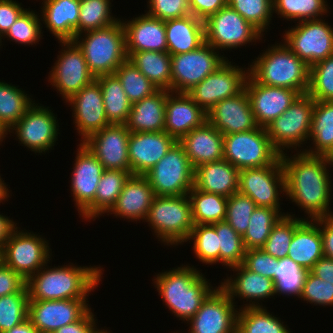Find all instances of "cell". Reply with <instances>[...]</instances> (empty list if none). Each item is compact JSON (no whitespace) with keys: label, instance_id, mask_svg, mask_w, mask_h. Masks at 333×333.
<instances>
[{"label":"cell","instance_id":"1","mask_svg":"<svg viewBox=\"0 0 333 333\" xmlns=\"http://www.w3.org/2000/svg\"><path fill=\"white\" fill-rule=\"evenodd\" d=\"M287 155L283 153L280 156L285 175L286 197L305 210L304 213L308 215L305 219L333 217L330 210L333 198L330 157L311 156L302 151L293 156Z\"/></svg>","mask_w":333,"mask_h":333},{"label":"cell","instance_id":"2","mask_svg":"<svg viewBox=\"0 0 333 333\" xmlns=\"http://www.w3.org/2000/svg\"><path fill=\"white\" fill-rule=\"evenodd\" d=\"M74 265L51 268L46 264L30 276L26 280L29 300L88 299L98 287L104 268Z\"/></svg>","mask_w":333,"mask_h":333},{"label":"cell","instance_id":"3","mask_svg":"<svg viewBox=\"0 0 333 333\" xmlns=\"http://www.w3.org/2000/svg\"><path fill=\"white\" fill-rule=\"evenodd\" d=\"M159 273L152 280L158 294L172 314L184 322L196 314L214 290L204 274L189 264Z\"/></svg>","mask_w":333,"mask_h":333},{"label":"cell","instance_id":"4","mask_svg":"<svg viewBox=\"0 0 333 333\" xmlns=\"http://www.w3.org/2000/svg\"><path fill=\"white\" fill-rule=\"evenodd\" d=\"M268 46L249 66V75L263 85L307 94L310 67L283 42Z\"/></svg>","mask_w":333,"mask_h":333},{"label":"cell","instance_id":"5","mask_svg":"<svg viewBox=\"0 0 333 333\" xmlns=\"http://www.w3.org/2000/svg\"><path fill=\"white\" fill-rule=\"evenodd\" d=\"M72 41L83 53L88 68L95 78L114 74L127 60L122 20L104 28L80 33Z\"/></svg>","mask_w":333,"mask_h":333},{"label":"cell","instance_id":"6","mask_svg":"<svg viewBox=\"0 0 333 333\" xmlns=\"http://www.w3.org/2000/svg\"><path fill=\"white\" fill-rule=\"evenodd\" d=\"M145 222L164 245H183L194 226L189 196H155Z\"/></svg>","mask_w":333,"mask_h":333},{"label":"cell","instance_id":"7","mask_svg":"<svg viewBox=\"0 0 333 333\" xmlns=\"http://www.w3.org/2000/svg\"><path fill=\"white\" fill-rule=\"evenodd\" d=\"M313 109L314 99L308 94H302L283 114L265 127L272 145L280 154L292 148L298 152L297 147L307 144Z\"/></svg>","mask_w":333,"mask_h":333},{"label":"cell","instance_id":"8","mask_svg":"<svg viewBox=\"0 0 333 333\" xmlns=\"http://www.w3.org/2000/svg\"><path fill=\"white\" fill-rule=\"evenodd\" d=\"M226 161L238 170L272 165L281 154L274 148L265 127L223 135Z\"/></svg>","mask_w":333,"mask_h":333},{"label":"cell","instance_id":"9","mask_svg":"<svg viewBox=\"0 0 333 333\" xmlns=\"http://www.w3.org/2000/svg\"><path fill=\"white\" fill-rule=\"evenodd\" d=\"M144 176L155 196L188 195L194 187V168L178 141Z\"/></svg>","mask_w":333,"mask_h":333},{"label":"cell","instance_id":"10","mask_svg":"<svg viewBox=\"0 0 333 333\" xmlns=\"http://www.w3.org/2000/svg\"><path fill=\"white\" fill-rule=\"evenodd\" d=\"M204 33L205 42L221 51L246 47V44L256 43L257 40H262V36L264 37L229 5L204 20Z\"/></svg>","mask_w":333,"mask_h":333},{"label":"cell","instance_id":"11","mask_svg":"<svg viewBox=\"0 0 333 333\" xmlns=\"http://www.w3.org/2000/svg\"><path fill=\"white\" fill-rule=\"evenodd\" d=\"M18 228L4 244L2 262L27 280L43 266L50 264L52 249L48 246L49 241L42 235Z\"/></svg>","mask_w":333,"mask_h":333},{"label":"cell","instance_id":"12","mask_svg":"<svg viewBox=\"0 0 333 333\" xmlns=\"http://www.w3.org/2000/svg\"><path fill=\"white\" fill-rule=\"evenodd\" d=\"M227 60L206 42L194 51L171 55V92L187 93Z\"/></svg>","mask_w":333,"mask_h":333},{"label":"cell","instance_id":"13","mask_svg":"<svg viewBox=\"0 0 333 333\" xmlns=\"http://www.w3.org/2000/svg\"><path fill=\"white\" fill-rule=\"evenodd\" d=\"M282 38L309 67L333 55V27L325 19L297 22Z\"/></svg>","mask_w":333,"mask_h":333},{"label":"cell","instance_id":"14","mask_svg":"<svg viewBox=\"0 0 333 333\" xmlns=\"http://www.w3.org/2000/svg\"><path fill=\"white\" fill-rule=\"evenodd\" d=\"M57 115L49 107L33 103L26 113L8 130L14 133L22 146L36 153L53 150L58 140L59 123ZM11 132V133H10ZM53 148V149H52Z\"/></svg>","mask_w":333,"mask_h":333},{"label":"cell","instance_id":"15","mask_svg":"<svg viewBox=\"0 0 333 333\" xmlns=\"http://www.w3.org/2000/svg\"><path fill=\"white\" fill-rule=\"evenodd\" d=\"M238 192L249 196L257 207H269L280 212L279 196L286 192L280 157L269 166L239 170Z\"/></svg>","mask_w":333,"mask_h":333},{"label":"cell","instance_id":"16","mask_svg":"<svg viewBox=\"0 0 333 333\" xmlns=\"http://www.w3.org/2000/svg\"><path fill=\"white\" fill-rule=\"evenodd\" d=\"M249 68H241L227 60L187 94L207 113L219 101L234 97L245 89Z\"/></svg>","mask_w":333,"mask_h":333},{"label":"cell","instance_id":"17","mask_svg":"<svg viewBox=\"0 0 333 333\" xmlns=\"http://www.w3.org/2000/svg\"><path fill=\"white\" fill-rule=\"evenodd\" d=\"M71 177V195L82 219L95 220V194L104 167L99 160L80 143Z\"/></svg>","mask_w":333,"mask_h":333},{"label":"cell","instance_id":"18","mask_svg":"<svg viewBox=\"0 0 333 333\" xmlns=\"http://www.w3.org/2000/svg\"><path fill=\"white\" fill-rule=\"evenodd\" d=\"M62 48L48 75V82L54 86L66 101L73 94L89 85L96 78L90 72L85 57L73 41H59Z\"/></svg>","mask_w":333,"mask_h":333},{"label":"cell","instance_id":"19","mask_svg":"<svg viewBox=\"0 0 333 333\" xmlns=\"http://www.w3.org/2000/svg\"><path fill=\"white\" fill-rule=\"evenodd\" d=\"M235 307L227 292L220 285L216 286L187 322L190 324L188 333H236L239 309Z\"/></svg>","mask_w":333,"mask_h":333},{"label":"cell","instance_id":"20","mask_svg":"<svg viewBox=\"0 0 333 333\" xmlns=\"http://www.w3.org/2000/svg\"><path fill=\"white\" fill-rule=\"evenodd\" d=\"M88 299L29 300L28 318L40 333L54 332L81 319L91 308Z\"/></svg>","mask_w":333,"mask_h":333},{"label":"cell","instance_id":"21","mask_svg":"<svg viewBox=\"0 0 333 333\" xmlns=\"http://www.w3.org/2000/svg\"><path fill=\"white\" fill-rule=\"evenodd\" d=\"M129 138L130 131L124 124H111L89 136L83 144L104 169L130 171Z\"/></svg>","mask_w":333,"mask_h":333},{"label":"cell","instance_id":"22","mask_svg":"<svg viewBox=\"0 0 333 333\" xmlns=\"http://www.w3.org/2000/svg\"><path fill=\"white\" fill-rule=\"evenodd\" d=\"M71 106L75 130L83 143L89 136L111 125L105 114L102 90L94 80L65 101Z\"/></svg>","mask_w":333,"mask_h":333},{"label":"cell","instance_id":"23","mask_svg":"<svg viewBox=\"0 0 333 333\" xmlns=\"http://www.w3.org/2000/svg\"><path fill=\"white\" fill-rule=\"evenodd\" d=\"M245 89L258 126L266 127L301 95L298 91L257 83L248 75Z\"/></svg>","mask_w":333,"mask_h":333},{"label":"cell","instance_id":"24","mask_svg":"<svg viewBox=\"0 0 333 333\" xmlns=\"http://www.w3.org/2000/svg\"><path fill=\"white\" fill-rule=\"evenodd\" d=\"M176 142L177 140L165 131L130 132L128 158L132 175H145Z\"/></svg>","mask_w":333,"mask_h":333},{"label":"cell","instance_id":"25","mask_svg":"<svg viewBox=\"0 0 333 333\" xmlns=\"http://www.w3.org/2000/svg\"><path fill=\"white\" fill-rule=\"evenodd\" d=\"M207 121L222 135L249 131L258 127L246 89L214 105L207 112Z\"/></svg>","mask_w":333,"mask_h":333},{"label":"cell","instance_id":"26","mask_svg":"<svg viewBox=\"0 0 333 333\" xmlns=\"http://www.w3.org/2000/svg\"><path fill=\"white\" fill-rule=\"evenodd\" d=\"M230 269L234 273L237 272L236 276L234 274L227 276L224 282L221 281L220 286L227 292L234 304H236L235 297H238L246 302L249 301L244 307H263L261 300L264 301L276 295L274 280L250 271L243 264Z\"/></svg>","mask_w":333,"mask_h":333},{"label":"cell","instance_id":"27","mask_svg":"<svg viewBox=\"0 0 333 333\" xmlns=\"http://www.w3.org/2000/svg\"><path fill=\"white\" fill-rule=\"evenodd\" d=\"M207 120V113L187 94L167 91L164 131L179 141Z\"/></svg>","mask_w":333,"mask_h":333},{"label":"cell","instance_id":"28","mask_svg":"<svg viewBox=\"0 0 333 333\" xmlns=\"http://www.w3.org/2000/svg\"><path fill=\"white\" fill-rule=\"evenodd\" d=\"M155 198L154 191L144 175H130L116 203L107 215L129 221L146 220L150 206Z\"/></svg>","mask_w":333,"mask_h":333},{"label":"cell","instance_id":"29","mask_svg":"<svg viewBox=\"0 0 333 333\" xmlns=\"http://www.w3.org/2000/svg\"><path fill=\"white\" fill-rule=\"evenodd\" d=\"M121 20L125 30L126 53L167 52L165 21L147 13L127 21Z\"/></svg>","mask_w":333,"mask_h":333},{"label":"cell","instance_id":"30","mask_svg":"<svg viewBox=\"0 0 333 333\" xmlns=\"http://www.w3.org/2000/svg\"><path fill=\"white\" fill-rule=\"evenodd\" d=\"M193 168L224 157L223 135L207 120L178 141Z\"/></svg>","mask_w":333,"mask_h":333},{"label":"cell","instance_id":"31","mask_svg":"<svg viewBox=\"0 0 333 333\" xmlns=\"http://www.w3.org/2000/svg\"><path fill=\"white\" fill-rule=\"evenodd\" d=\"M40 16L44 26L59 41H72L78 35L80 0H42Z\"/></svg>","mask_w":333,"mask_h":333},{"label":"cell","instance_id":"32","mask_svg":"<svg viewBox=\"0 0 333 333\" xmlns=\"http://www.w3.org/2000/svg\"><path fill=\"white\" fill-rule=\"evenodd\" d=\"M239 170L225 159L194 168V187L200 191L230 197L238 192Z\"/></svg>","mask_w":333,"mask_h":333},{"label":"cell","instance_id":"33","mask_svg":"<svg viewBox=\"0 0 333 333\" xmlns=\"http://www.w3.org/2000/svg\"><path fill=\"white\" fill-rule=\"evenodd\" d=\"M324 256L322 235L318 218L304 219L294 230L287 257L301 268L310 271L315 263Z\"/></svg>","mask_w":333,"mask_h":333},{"label":"cell","instance_id":"34","mask_svg":"<svg viewBox=\"0 0 333 333\" xmlns=\"http://www.w3.org/2000/svg\"><path fill=\"white\" fill-rule=\"evenodd\" d=\"M165 34L170 55L191 52L205 43L204 21L191 14L167 20Z\"/></svg>","mask_w":333,"mask_h":333},{"label":"cell","instance_id":"35","mask_svg":"<svg viewBox=\"0 0 333 333\" xmlns=\"http://www.w3.org/2000/svg\"><path fill=\"white\" fill-rule=\"evenodd\" d=\"M167 90L133 103L124 124L130 132H162L165 126Z\"/></svg>","mask_w":333,"mask_h":333},{"label":"cell","instance_id":"36","mask_svg":"<svg viewBox=\"0 0 333 333\" xmlns=\"http://www.w3.org/2000/svg\"><path fill=\"white\" fill-rule=\"evenodd\" d=\"M313 145L308 150H302L311 156H327L333 154V101H315L309 134V141ZM312 147V148H311ZM304 149V150H303Z\"/></svg>","mask_w":333,"mask_h":333},{"label":"cell","instance_id":"37","mask_svg":"<svg viewBox=\"0 0 333 333\" xmlns=\"http://www.w3.org/2000/svg\"><path fill=\"white\" fill-rule=\"evenodd\" d=\"M127 59L138 68L158 90L171 92V55L168 52L140 51L127 53Z\"/></svg>","mask_w":333,"mask_h":333},{"label":"cell","instance_id":"38","mask_svg":"<svg viewBox=\"0 0 333 333\" xmlns=\"http://www.w3.org/2000/svg\"><path fill=\"white\" fill-rule=\"evenodd\" d=\"M102 90L105 114L110 124H125L132 103L115 74L101 75L95 79Z\"/></svg>","mask_w":333,"mask_h":333},{"label":"cell","instance_id":"39","mask_svg":"<svg viewBox=\"0 0 333 333\" xmlns=\"http://www.w3.org/2000/svg\"><path fill=\"white\" fill-rule=\"evenodd\" d=\"M242 307L237 314L236 333H290L285 322L263 307Z\"/></svg>","mask_w":333,"mask_h":333},{"label":"cell","instance_id":"40","mask_svg":"<svg viewBox=\"0 0 333 333\" xmlns=\"http://www.w3.org/2000/svg\"><path fill=\"white\" fill-rule=\"evenodd\" d=\"M194 225L225 221L228 198L200 191L193 187L188 193Z\"/></svg>","mask_w":333,"mask_h":333},{"label":"cell","instance_id":"41","mask_svg":"<svg viewBox=\"0 0 333 333\" xmlns=\"http://www.w3.org/2000/svg\"><path fill=\"white\" fill-rule=\"evenodd\" d=\"M32 100L23 89L0 81V124L8 131L33 105Z\"/></svg>","mask_w":333,"mask_h":333},{"label":"cell","instance_id":"42","mask_svg":"<svg viewBox=\"0 0 333 333\" xmlns=\"http://www.w3.org/2000/svg\"><path fill=\"white\" fill-rule=\"evenodd\" d=\"M284 212L269 207H257L249 219L247 231L242 236L245 249L262 248L273 226L279 221Z\"/></svg>","mask_w":333,"mask_h":333},{"label":"cell","instance_id":"43","mask_svg":"<svg viewBox=\"0 0 333 333\" xmlns=\"http://www.w3.org/2000/svg\"><path fill=\"white\" fill-rule=\"evenodd\" d=\"M328 8L326 0H273V13L294 23L321 19L328 14Z\"/></svg>","mask_w":333,"mask_h":333},{"label":"cell","instance_id":"44","mask_svg":"<svg viewBox=\"0 0 333 333\" xmlns=\"http://www.w3.org/2000/svg\"><path fill=\"white\" fill-rule=\"evenodd\" d=\"M130 175L131 171L104 170L95 194V219L114 206Z\"/></svg>","mask_w":333,"mask_h":333},{"label":"cell","instance_id":"45","mask_svg":"<svg viewBox=\"0 0 333 333\" xmlns=\"http://www.w3.org/2000/svg\"><path fill=\"white\" fill-rule=\"evenodd\" d=\"M130 102L136 103L158 91V88L128 59L114 72Z\"/></svg>","mask_w":333,"mask_h":333},{"label":"cell","instance_id":"46","mask_svg":"<svg viewBox=\"0 0 333 333\" xmlns=\"http://www.w3.org/2000/svg\"><path fill=\"white\" fill-rule=\"evenodd\" d=\"M212 225L218 235L219 262L229 269L242 264L246 253L242 236L226 221L216 222Z\"/></svg>","mask_w":333,"mask_h":333},{"label":"cell","instance_id":"47","mask_svg":"<svg viewBox=\"0 0 333 333\" xmlns=\"http://www.w3.org/2000/svg\"><path fill=\"white\" fill-rule=\"evenodd\" d=\"M307 273L306 269L288 257L278 259L274 281L275 294L300 298Z\"/></svg>","mask_w":333,"mask_h":333},{"label":"cell","instance_id":"48","mask_svg":"<svg viewBox=\"0 0 333 333\" xmlns=\"http://www.w3.org/2000/svg\"><path fill=\"white\" fill-rule=\"evenodd\" d=\"M111 4V0H80L78 34L118 22L121 18L112 15Z\"/></svg>","mask_w":333,"mask_h":333},{"label":"cell","instance_id":"49","mask_svg":"<svg viewBox=\"0 0 333 333\" xmlns=\"http://www.w3.org/2000/svg\"><path fill=\"white\" fill-rule=\"evenodd\" d=\"M304 219L305 218L302 217H295V214L290 215L289 213L282 216L273 226L262 249L274 258H286L294 235V230Z\"/></svg>","mask_w":333,"mask_h":333},{"label":"cell","instance_id":"50","mask_svg":"<svg viewBox=\"0 0 333 333\" xmlns=\"http://www.w3.org/2000/svg\"><path fill=\"white\" fill-rule=\"evenodd\" d=\"M193 241V251L197 259L206 265L219 262L220 246L218 235L212 224L194 225L186 242Z\"/></svg>","mask_w":333,"mask_h":333},{"label":"cell","instance_id":"51","mask_svg":"<svg viewBox=\"0 0 333 333\" xmlns=\"http://www.w3.org/2000/svg\"><path fill=\"white\" fill-rule=\"evenodd\" d=\"M29 295L27 286L20 292L0 297V333L28 318Z\"/></svg>","mask_w":333,"mask_h":333},{"label":"cell","instance_id":"52","mask_svg":"<svg viewBox=\"0 0 333 333\" xmlns=\"http://www.w3.org/2000/svg\"><path fill=\"white\" fill-rule=\"evenodd\" d=\"M30 10L31 9H26L17 18V20L10 26L9 30L2 36V39L5 37L7 40H14L13 42L21 45H36V43L42 39L43 26L41 23V16L36 14L35 11Z\"/></svg>","mask_w":333,"mask_h":333},{"label":"cell","instance_id":"53","mask_svg":"<svg viewBox=\"0 0 333 333\" xmlns=\"http://www.w3.org/2000/svg\"><path fill=\"white\" fill-rule=\"evenodd\" d=\"M227 5L237 11L262 34H266L273 18V0H227Z\"/></svg>","mask_w":333,"mask_h":333},{"label":"cell","instance_id":"54","mask_svg":"<svg viewBox=\"0 0 333 333\" xmlns=\"http://www.w3.org/2000/svg\"><path fill=\"white\" fill-rule=\"evenodd\" d=\"M307 94L315 101H333V55L310 66Z\"/></svg>","mask_w":333,"mask_h":333},{"label":"cell","instance_id":"55","mask_svg":"<svg viewBox=\"0 0 333 333\" xmlns=\"http://www.w3.org/2000/svg\"><path fill=\"white\" fill-rule=\"evenodd\" d=\"M257 205L239 192L228 197L225 221L241 236L247 231L249 219Z\"/></svg>","mask_w":333,"mask_h":333},{"label":"cell","instance_id":"56","mask_svg":"<svg viewBox=\"0 0 333 333\" xmlns=\"http://www.w3.org/2000/svg\"><path fill=\"white\" fill-rule=\"evenodd\" d=\"M300 299L309 304L321 305V307L333 306V284H329L308 271Z\"/></svg>","mask_w":333,"mask_h":333},{"label":"cell","instance_id":"57","mask_svg":"<svg viewBox=\"0 0 333 333\" xmlns=\"http://www.w3.org/2000/svg\"><path fill=\"white\" fill-rule=\"evenodd\" d=\"M149 10L145 13L167 21L191 14L189 0H148Z\"/></svg>","mask_w":333,"mask_h":333},{"label":"cell","instance_id":"58","mask_svg":"<svg viewBox=\"0 0 333 333\" xmlns=\"http://www.w3.org/2000/svg\"><path fill=\"white\" fill-rule=\"evenodd\" d=\"M277 258L266 253L262 248L246 250L243 265L252 272L275 281Z\"/></svg>","mask_w":333,"mask_h":333},{"label":"cell","instance_id":"59","mask_svg":"<svg viewBox=\"0 0 333 333\" xmlns=\"http://www.w3.org/2000/svg\"><path fill=\"white\" fill-rule=\"evenodd\" d=\"M26 286V280L12 268L0 263V297L20 292Z\"/></svg>","mask_w":333,"mask_h":333},{"label":"cell","instance_id":"60","mask_svg":"<svg viewBox=\"0 0 333 333\" xmlns=\"http://www.w3.org/2000/svg\"><path fill=\"white\" fill-rule=\"evenodd\" d=\"M16 0H0V36L2 37L26 10Z\"/></svg>","mask_w":333,"mask_h":333},{"label":"cell","instance_id":"61","mask_svg":"<svg viewBox=\"0 0 333 333\" xmlns=\"http://www.w3.org/2000/svg\"><path fill=\"white\" fill-rule=\"evenodd\" d=\"M191 15L203 21L227 5V0H189Z\"/></svg>","mask_w":333,"mask_h":333},{"label":"cell","instance_id":"62","mask_svg":"<svg viewBox=\"0 0 333 333\" xmlns=\"http://www.w3.org/2000/svg\"><path fill=\"white\" fill-rule=\"evenodd\" d=\"M94 316L96 315L90 309L81 319L59 328L56 333H95L98 322Z\"/></svg>","mask_w":333,"mask_h":333},{"label":"cell","instance_id":"63","mask_svg":"<svg viewBox=\"0 0 333 333\" xmlns=\"http://www.w3.org/2000/svg\"><path fill=\"white\" fill-rule=\"evenodd\" d=\"M318 226L322 235L324 256L333 259V217L318 218Z\"/></svg>","mask_w":333,"mask_h":333},{"label":"cell","instance_id":"64","mask_svg":"<svg viewBox=\"0 0 333 333\" xmlns=\"http://www.w3.org/2000/svg\"><path fill=\"white\" fill-rule=\"evenodd\" d=\"M310 272L318 278L333 284V259L328 257H321L315 265L312 267Z\"/></svg>","mask_w":333,"mask_h":333},{"label":"cell","instance_id":"65","mask_svg":"<svg viewBox=\"0 0 333 333\" xmlns=\"http://www.w3.org/2000/svg\"><path fill=\"white\" fill-rule=\"evenodd\" d=\"M17 223L9 217L0 214V249H3L4 244L9 239L13 231L17 228Z\"/></svg>","mask_w":333,"mask_h":333},{"label":"cell","instance_id":"66","mask_svg":"<svg viewBox=\"0 0 333 333\" xmlns=\"http://www.w3.org/2000/svg\"><path fill=\"white\" fill-rule=\"evenodd\" d=\"M3 333H40L39 330L32 324L29 318H26L17 326Z\"/></svg>","mask_w":333,"mask_h":333},{"label":"cell","instance_id":"67","mask_svg":"<svg viewBox=\"0 0 333 333\" xmlns=\"http://www.w3.org/2000/svg\"><path fill=\"white\" fill-rule=\"evenodd\" d=\"M3 178H1L0 176V203L3 204V201H8V197H10V191L8 189V185H6V183H4Z\"/></svg>","mask_w":333,"mask_h":333},{"label":"cell","instance_id":"68","mask_svg":"<svg viewBox=\"0 0 333 333\" xmlns=\"http://www.w3.org/2000/svg\"><path fill=\"white\" fill-rule=\"evenodd\" d=\"M6 135H8V131L0 124V145L7 137Z\"/></svg>","mask_w":333,"mask_h":333},{"label":"cell","instance_id":"69","mask_svg":"<svg viewBox=\"0 0 333 333\" xmlns=\"http://www.w3.org/2000/svg\"><path fill=\"white\" fill-rule=\"evenodd\" d=\"M95 333H111L110 331H107L106 329L104 330H102V328L101 329H97L96 331H95Z\"/></svg>","mask_w":333,"mask_h":333},{"label":"cell","instance_id":"70","mask_svg":"<svg viewBox=\"0 0 333 333\" xmlns=\"http://www.w3.org/2000/svg\"><path fill=\"white\" fill-rule=\"evenodd\" d=\"M0 263H2V249H0Z\"/></svg>","mask_w":333,"mask_h":333},{"label":"cell","instance_id":"71","mask_svg":"<svg viewBox=\"0 0 333 333\" xmlns=\"http://www.w3.org/2000/svg\"><path fill=\"white\" fill-rule=\"evenodd\" d=\"M330 160H331V165L333 167V154L330 156Z\"/></svg>","mask_w":333,"mask_h":333},{"label":"cell","instance_id":"72","mask_svg":"<svg viewBox=\"0 0 333 333\" xmlns=\"http://www.w3.org/2000/svg\"><path fill=\"white\" fill-rule=\"evenodd\" d=\"M2 42H3V41H2V38H1V36H0V46L2 45Z\"/></svg>","mask_w":333,"mask_h":333}]
</instances>
